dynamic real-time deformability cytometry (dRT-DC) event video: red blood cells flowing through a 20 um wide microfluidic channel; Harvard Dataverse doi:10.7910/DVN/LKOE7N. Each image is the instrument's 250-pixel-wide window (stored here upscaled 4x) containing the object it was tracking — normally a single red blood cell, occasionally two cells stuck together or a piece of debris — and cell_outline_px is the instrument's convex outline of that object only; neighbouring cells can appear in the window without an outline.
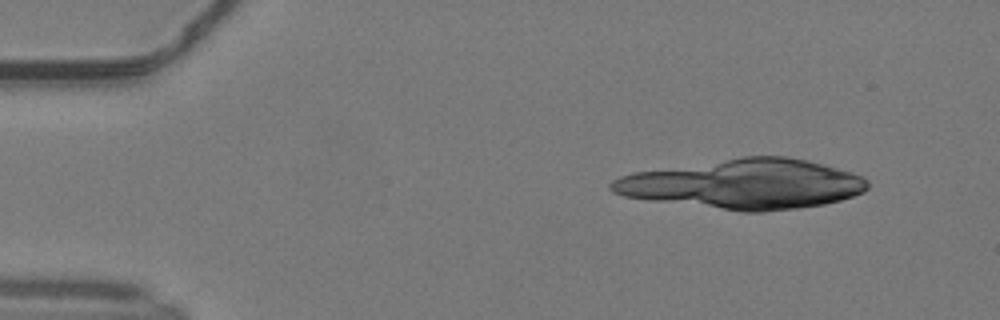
{"species": "common noctule bat (a hibernating species)", "species_latin": "Nyctalus noctula", "temperature_condition": "warm", "stored_images_in_passage": 8, "camera_frame_rate_fps": 3000, "um_per_image_px": 0.085, "animal": {"sex": "male", "body_mass_g": 19.2, "forearm_length_mm": 51.8}, "frame": {"image": 1, "passage_image": 1, "time_ms": 0.0, "image_size_px": [1000, 320], "cell_outline_px": [[856, 192], [848, 196], [832, 200], [812, 204], [772, 208], [732, 208], [636, 196], [684, 192], [840, 188], [844, 188]], "centroid_in_image_um": [64.36, 16.79], "position_along_channel_um": 20.6, "area_um2": 19.71}}